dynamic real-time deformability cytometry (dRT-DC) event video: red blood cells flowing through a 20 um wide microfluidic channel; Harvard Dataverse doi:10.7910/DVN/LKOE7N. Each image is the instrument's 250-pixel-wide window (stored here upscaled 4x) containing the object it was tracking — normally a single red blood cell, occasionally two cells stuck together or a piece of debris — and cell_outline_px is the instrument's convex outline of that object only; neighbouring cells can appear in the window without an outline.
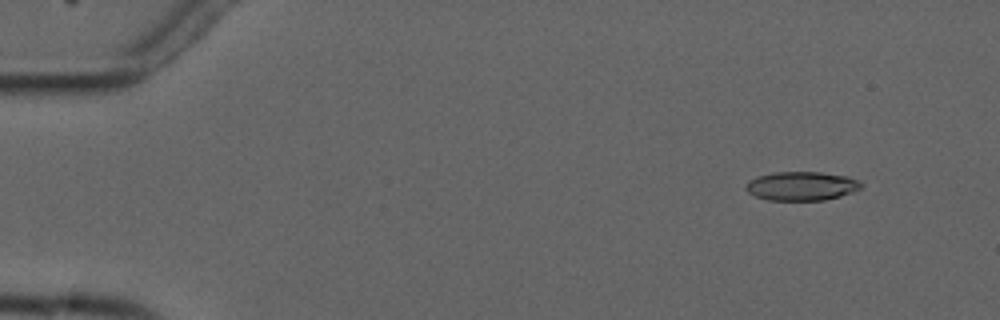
{"species": "common noctule bat (a hibernating species)", "species_latin": "Nyctalus noctula", "temperature_condition": "cold", "stored_images_in_passage": 4, "camera_frame_rate_fps": 3000, "um_per_image_px": 0.085, "animal": {"sex": "male", "forearm_length_mm": 52.5}, "frame": {"image": 1, "passage_image": 1, "time_ms": 0.0, "image_size_px": [1000, 320], "cell_outline_px": [[864, 184], [860, 188], [852, 192], [840, 196], [824, 200], [768, 200], [756, 196], [748, 192], [744, 188], [748, 180], [756, 176], [772, 172], [820, 172], [848, 176]], "centroid_in_image_um": [68.1, 15.8], "position_along_channel_um": 16.9, "area_um2": 19.48}}